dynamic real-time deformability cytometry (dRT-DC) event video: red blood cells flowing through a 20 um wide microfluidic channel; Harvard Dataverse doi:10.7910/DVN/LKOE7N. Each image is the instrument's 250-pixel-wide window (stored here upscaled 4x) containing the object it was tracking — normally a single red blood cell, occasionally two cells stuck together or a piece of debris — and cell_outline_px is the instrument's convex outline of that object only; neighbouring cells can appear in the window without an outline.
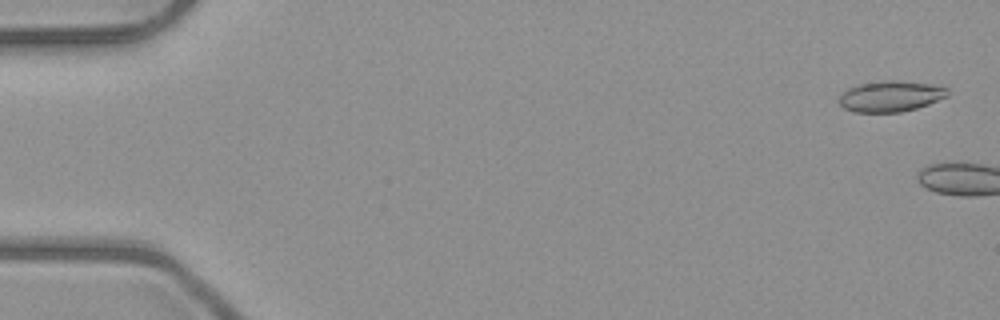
{"species": "common noctule bat (a hibernating species)", "species_latin": "Nyctalus noctula", "temperature_condition": "room temperature", "stored_images_in_passage": 3, "camera_frame_rate_fps": 3000, "um_per_image_px": 0.085, "animal": {"sex": "male", "body_mass_g": 23.1, "forearm_length_mm": 52.7}, "frame": {"image": 1, "passage_image": 1, "time_ms": 0.0, "image_size_px": [1000, 320], "cell_outline_px": [[948, 96], [928, 104], [916, 108], [900, 112], [856, 112], [844, 108], [840, 104], [840, 96], [848, 88], [860, 84], [888, 80], [896, 80], [944, 84], [948, 88]], "centroid_in_image_um": [75.79, 8.16], "position_along_channel_um": 9.2, "area_um2": 19.65}}